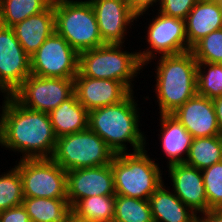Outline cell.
<instances>
[{"label": "cell", "mask_w": 222, "mask_h": 222, "mask_svg": "<svg viewBox=\"0 0 222 222\" xmlns=\"http://www.w3.org/2000/svg\"><path fill=\"white\" fill-rule=\"evenodd\" d=\"M0 105V146L20 159L52 158L57 137L49 113L26 108L12 95ZM7 148V149H6Z\"/></svg>", "instance_id": "1"}, {"label": "cell", "mask_w": 222, "mask_h": 222, "mask_svg": "<svg viewBox=\"0 0 222 222\" xmlns=\"http://www.w3.org/2000/svg\"><path fill=\"white\" fill-rule=\"evenodd\" d=\"M134 91L123 101L89 111L88 128L95 132L115 154L145 149L147 137L139 128L140 112ZM147 142V143H146ZM129 143V144H128Z\"/></svg>", "instance_id": "2"}, {"label": "cell", "mask_w": 222, "mask_h": 222, "mask_svg": "<svg viewBox=\"0 0 222 222\" xmlns=\"http://www.w3.org/2000/svg\"><path fill=\"white\" fill-rule=\"evenodd\" d=\"M155 73V99L160 114H172L197 94V64L193 53L158 57Z\"/></svg>", "instance_id": "3"}, {"label": "cell", "mask_w": 222, "mask_h": 222, "mask_svg": "<svg viewBox=\"0 0 222 222\" xmlns=\"http://www.w3.org/2000/svg\"><path fill=\"white\" fill-rule=\"evenodd\" d=\"M146 149L116 154L111 161L116 195L148 200L164 182L162 169Z\"/></svg>", "instance_id": "4"}, {"label": "cell", "mask_w": 222, "mask_h": 222, "mask_svg": "<svg viewBox=\"0 0 222 222\" xmlns=\"http://www.w3.org/2000/svg\"><path fill=\"white\" fill-rule=\"evenodd\" d=\"M123 46L125 47L123 44H105L79 53L78 72L85 77L122 82L133 92L135 84L132 81L140 75L144 66L137 50L129 52Z\"/></svg>", "instance_id": "5"}, {"label": "cell", "mask_w": 222, "mask_h": 222, "mask_svg": "<svg viewBox=\"0 0 222 222\" xmlns=\"http://www.w3.org/2000/svg\"><path fill=\"white\" fill-rule=\"evenodd\" d=\"M55 31L79 54L105 45L89 0H54Z\"/></svg>", "instance_id": "6"}, {"label": "cell", "mask_w": 222, "mask_h": 222, "mask_svg": "<svg viewBox=\"0 0 222 222\" xmlns=\"http://www.w3.org/2000/svg\"><path fill=\"white\" fill-rule=\"evenodd\" d=\"M115 153L89 128L57 138L52 159L65 171L111 164Z\"/></svg>", "instance_id": "7"}, {"label": "cell", "mask_w": 222, "mask_h": 222, "mask_svg": "<svg viewBox=\"0 0 222 222\" xmlns=\"http://www.w3.org/2000/svg\"><path fill=\"white\" fill-rule=\"evenodd\" d=\"M147 33L145 35L146 46L143 51L138 50V57L145 68L152 60L157 61V56H169L181 54L191 50L188 45L185 20L164 15L156 12L148 22Z\"/></svg>", "instance_id": "8"}, {"label": "cell", "mask_w": 222, "mask_h": 222, "mask_svg": "<svg viewBox=\"0 0 222 222\" xmlns=\"http://www.w3.org/2000/svg\"><path fill=\"white\" fill-rule=\"evenodd\" d=\"M15 163L24 197L67 198V171L52 158L19 159Z\"/></svg>", "instance_id": "9"}, {"label": "cell", "mask_w": 222, "mask_h": 222, "mask_svg": "<svg viewBox=\"0 0 222 222\" xmlns=\"http://www.w3.org/2000/svg\"><path fill=\"white\" fill-rule=\"evenodd\" d=\"M78 63L79 54L56 31L30 56L31 74L39 77L74 79Z\"/></svg>", "instance_id": "10"}, {"label": "cell", "mask_w": 222, "mask_h": 222, "mask_svg": "<svg viewBox=\"0 0 222 222\" xmlns=\"http://www.w3.org/2000/svg\"><path fill=\"white\" fill-rule=\"evenodd\" d=\"M74 94V79L29 75L11 94L26 108L50 113Z\"/></svg>", "instance_id": "11"}, {"label": "cell", "mask_w": 222, "mask_h": 222, "mask_svg": "<svg viewBox=\"0 0 222 222\" xmlns=\"http://www.w3.org/2000/svg\"><path fill=\"white\" fill-rule=\"evenodd\" d=\"M31 75L30 56L11 27L0 25V93L11 95Z\"/></svg>", "instance_id": "12"}, {"label": "cell", "mask_w": 222, "mask_h": 222, "mask_svg": "<svg viewBox=\"0 0 222 222\" xmlns=\"http://www.w3.org/2000/svg\"><path fill=\"white\" fill-rule=\"evenodd\" d=\"M97 19L101 38L105 44H125L127 29L134 26L137 16L127 0H89Z\"/></svg>", "instance_id": "13"}, {"label": "cell", "mask_w": 222, "mask_h": 222, "mask_svg": "<svg viewBox=\"0 0 222 222\" xmlns=\"http://www.w3.org/2000/svg\"><path fill=\"white\" fill-rule=\"evenodd\" d=\"M116 195L111 164L67 171V200L72 207L91 196Z\"/></svg>", "instance_id": "14"}, {"label": "cell", "mask_w": 222, "mask_h": 222, "mask_svg": "<svg viewBox=\"0 0 222 222\" xmlns=\"http://www.w3.org/2000/svg\"><path fill=\"white\" fill-rule=\"evenodd\" d=\"M74 93L88 111L123 101L131 91L119 81L85 77L79 72L74 77Z\"/></svg>", "instance_id": "15"}, {"label": "cell", "mask_w": 222, "mask_h": 222, "mask_svg": "<svg viewBox=\"0 0 222 222\" xmlns=\"http://www.w3.org/2000/svg\"><path fill=\"white\" fill-rule=\"evenodd\" d=\"M172 192L197 215L208 211L201 170L185 163L167 166Z\"/></svg>", "instance_id": "16"}, {"label": "cell", "mask_w": 222, "mask_h": 222, "mask_svg": "<svg viewBox=\"0 0 222 222\" xmlns=\"http://www.w3.org/2000/svg\"><path fill=\"white\" fill-rule=\"evenodd\" d=\"M172 115L186 128L193 138L222 135L213 100L196 94L178 107Z\"/></svg>", "instance_id": "17"}, {"label": "cell", "mask_w": 222, "mask_h": 222, "mask_svg": "<svg viewBox=\"0 0 222 222\" xmlns=\"http://www.w3.org/2000/svg\"><path fill=\"white\" fill-rule=\"evenodd\" d=\"M11 28L24 51L29 56L33 55L55 31L54 0L46 10L26 18Z\"/></svg>", "instance_id": "18"}, {"label": "cell", "mask_w": 222, "mask_h": 222, "mask_svg": "<svg viewBox=\"0 0 222 222\" xmlns=\"http://www.w3.org/2000/svg\"><path fill=\"white\" fill-rule=\"evenodd\" d=\"M161 148L167 156V166L184 163L193 140L192 135L172 114H159Z\"/></svg>", "instance_id": "19"}, {"label": "cell", "mask_w": 222, "mask_h": 222, "mask_svg": "<svg viewBox=\"0 0 222 222\" xmlns=\"http://www.w3.org/2000/svg\"><path fill=\"white\" fill-rule=\"evenodd\" d=\"M222 29V10L217 0H198L185 18L187 42L192 47L211 32Z\"/></svg>", "instance_id": "20"}, {"label": "cell", "mask_w": 222, "mask_h": 222, "mask_svg": "<svg viewBox=\"0 0 222 222\" xmlns=\"http://www.w3.org/2000/svg\"><path fill=\"white\" fill-rule=\"evenodd\" d=\"M162 185L148 199L154 222H196L197 214L170 187Z\"/></svg>", "instance_id": "21"}, {"label": "cell", "mask_w": 222, "mask_h": 222, "mask_svg": "<svg viewBox=\"0 0 222 222\" xmlns=\"http://www.w3.org/2000/svg\"><path fill=\"white\" fill-rule=\"evenodd\" d=\"M57 138L88 129L89 111L77 100L74 93L49 113Z\"/></svg>", "instance_id": "22"}, {"label": "cell", "mask_w": 222, "mask_h": 222, "mask_svg": "<svg viewBox=\"0 0 222 222\" xmlns=\"http://www.w3.org/2000/svg\"><path fill=\"white\" fill-rule=\"evenodd\" d=\"M22 205L30 222H66L71 214L67 198L24 197Z\"/></svg>", "instance_id": "23"}, {"label": "cell", "mask_w": 222, "mask_h": 222, "mask_svg": "<svg viewBox=\"0 0 222 222\" xmlns=\"http://www.w3.org/2000/svg\"><path fill=\"white\" fill-rule=\"evenodd\" d=\"M115 195L91 196L78 200L71 207V214L84 221L113 222Z\"/></svg>", "instance_id": "24"}, {"label": "cell", "mask_w": 222, "mask_h": 222, "mask_svg": "<svg viewBox=\"0 0 222 222\" xmlns=\"http://www.w3.org/2000/svg\"><path fill=\"white\" fill-rule=\"evenodd\" d=\"M222 161V135L193 138L185 164L203 170Z\"/></svg>", "instance_id": "25"}, {"label": "cell", "mask_w": 222, "mask_h": 222, "mask_svg": "<svg viewBox=\"0 0 222 222\" xmlns=\"http://www.w3.org/2000/svg\"><path fill=\"white\" fill-rule=\"evenodd\" d=\"M53 0H0V25L12 27L46 10Z\"/></svg>", "instance_id": "26"}, {"label": "cell", "mask_w": 222, "mask_h": 222, "mask_svg": "<svg viewBox=\"0 0 222 222\" xmlns=\"http://www.w3.org/2000/svg\"><path fill=\"white\" fill-rule=\"evenodd\" d=\"M113 222H154L148 200L115 195Z\"/></svg>", "instance_id": "27"}, {"label": "cell", "mask_w": 222, "mask_h": 222, "mask_svg": "<svg viewBox=\"0 0 222 222\" xmlns=\"http://www.w3.org/2000/svg\"><path fill=\"white\" fill-rule=\"evenodd\" d=\"M197 94L211 100L222 96V63L198 62Z\"/></svg>", "instance_id": "28"}, {"label": "cell", "mask_w": 222, "mask_h": 222, "mask_svg": "<svg viewBox=\"0 0 222 222\" xmlns=\"http://www.w3.org/2000/svg\"><path fill=\"white\" fill-rule=\"evenodd\" d=\"M23 199L22 179L14 166L0 175V211L21 205Z\"/></svg>", "instance_id": "29"}, {"label": "cell", "mask_w": 222, "mask_h": 222, "mask_svg": "<svg viewBox=\"0 0 222 222\" xmlns=\"http://www.w3.org/2000/svg\"><path fill=\"white\" fill-rule=\"evenodd\" d=\"M190 51L197 62L222 63V29L201 38Z\"/></svg>", "instance_id": "30"}, {"label": "cell", "mask_w": 222, "mask_h": 222, "mask_svg": "<svg viewBox=\"0 0 222 222\" xmlns=\"http://www.w3.org/2000/svg\"><path fill=\"white\" fill-rule=\"evenodd\" d=\"M209 210L222 209V161L201 171Z\"/></svg>", "instance_id": "31"}, {"label": "cell", "mask_w": 222, "mask_h": 222, "mask_svg": "<svg viewBox=\"0 0 222 222\" xmlns=\"http://www.w3.org/2000/svg\"><path fill=\"white\" fill-rule=\"evenodd\" d=\"M198 0H161L159 8L164 15L185 20Z\"/></svg>", "instance_id": "32"}, {"label": "cell", "mask_w": 222, "mask_h": 222, "mask_svg": "<svg viewBox=\"0 0 222 222\" xmlns=\"http://www.w3.org/2000/svg\"><path fill=\"white\" fill-rule=\"evenodd\" d=\"M0 222H30L24 206L18 205L4 211H0Z\"/></svg>", "instance_id": "33"}, {"label": "cell", "mask_w": 222, "mask_h": 222, "mask_svg": "<svg viewBox=\"0 0 222 222\" xmlns=\"http://www.w3.org/2000/svg\"><path fill=\"white\" fill-rule=\"evenodd\" d=\"M127 2L129 4L132 12L137 16V19H139L140 17L142 18V16L144 14L150 15L149 14L150 7H153V9L156 11L154 6H156V7L160 6L161 0H127Z\"/></svg>", "instance_id": "34"}, {"label": "cell", "mask_w": 222, "mask_h": 222, "mask_svg": "<svg viewBox=\"0 0 222 222\" xmlns=\"http://www.w3.org/2000/svg\"><path fill=\"white\" fill-rule=\"evenodd\" d=\"M196 222H222V209L209 210L205 213L198 214Z\"/></svg>", "instance_id": "35"}, {"label": "cell", "mask_w": 222, "mask_h": 222, "mask_svg": "<svg viewBox=\"0 0 222 222\" xmlns=\"http://www.w3.org/2000/svg\"><path fill=\"white\" fill-rule=\"evenodd\" d=\"M213 106L216 113L219 130L222 134V96L213 99Z\"/></svg>", "instance_id": "36"}, {"label": "cell", "mask_w": 222, "mask_h": 222, "mask_svg": "<svg viewBox=\"0 0 222 222\" xmlns=\"http://www.w3.org/2000/svg\"><path fill=\"white\" fill-rule=\"evenodd\" d=\"M66 222H92V221L80 220V219L74 217L72 214H70L69 219Z\"/></svg>", "instance_id": "37"}]
</instances>
